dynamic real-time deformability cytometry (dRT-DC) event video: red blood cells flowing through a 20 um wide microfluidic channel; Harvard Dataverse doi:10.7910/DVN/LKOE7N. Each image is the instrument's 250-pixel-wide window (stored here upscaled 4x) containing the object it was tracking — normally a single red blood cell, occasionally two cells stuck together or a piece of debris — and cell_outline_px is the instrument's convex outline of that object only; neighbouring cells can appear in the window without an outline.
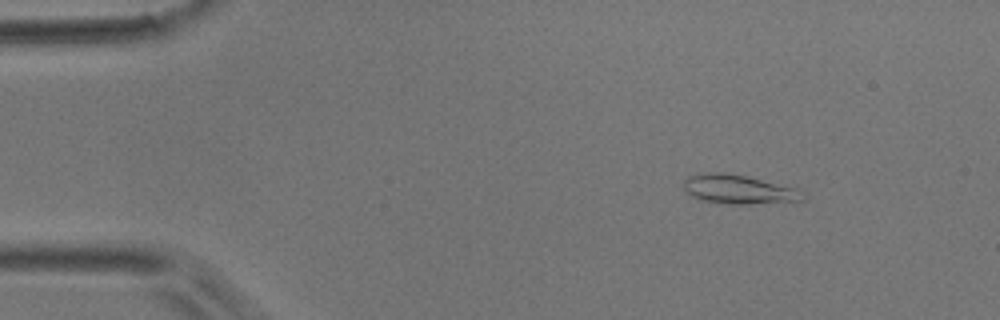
{"species": "common noctule bat (a hibernating species)", "species_latin": "Nyctalus noctula", "temperature_condition": "room temperature", "stored_images_in_passage": 11, "camera_frame_rate_fps": 3000, "um_per_image_px": 0.085, "animal": {"sex": "male", "body_mass_g": 17.9}, "frame": {"image": 1, "passage_image": 2, "time_ms": 0.333, "image_size_px": [1000, 320], "cell_outline_px": [[804, 200], [748, 204], [728, 204], [700, 200], [692, 196], [684, 188], [684, 180], [688, 176], [700, 172], [724, 172], [748, 176], [796, 188], [804, 192]], "centroid_in_image_um": [62.76, 16.08], "position_along_channel_um": 22.2, "area_um2": 20.29}}